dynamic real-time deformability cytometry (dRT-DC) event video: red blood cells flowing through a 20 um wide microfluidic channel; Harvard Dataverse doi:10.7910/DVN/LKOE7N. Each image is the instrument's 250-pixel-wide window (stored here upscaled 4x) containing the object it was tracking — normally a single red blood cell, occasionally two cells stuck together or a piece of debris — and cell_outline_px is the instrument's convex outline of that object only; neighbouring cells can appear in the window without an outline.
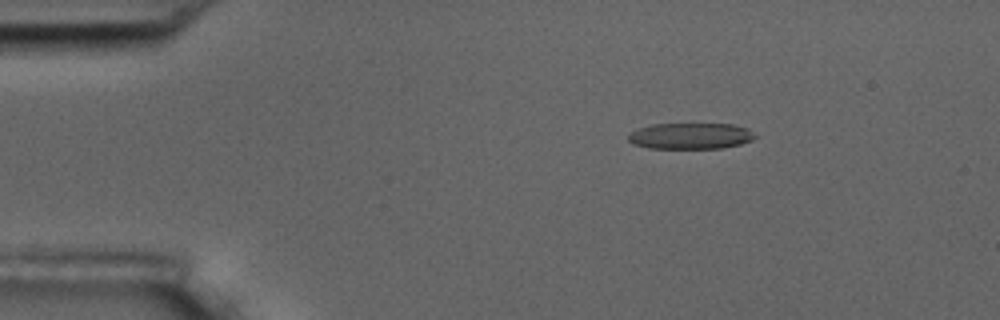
{"species": "common noctule bat (a hibernating species)", "species_latin": "Nyctalus noctula", "temperature_condition": "room temperature", "stored_images_in_passage": 5, "camera_frame_rate_fps": 3000, "um_per_image_px": 0.085, "animal": {"sex": "male", "body_mass_g": 17.5, "forearm_length_mm": 52.3}, "frame": {"image": 1, "passage_image": 3, "time_ms": 2.333, "image_size_px": [1000, 320], "cell_outline_px": [[756, 136], [752, 140], [740, 144], [720, 148], [648, 148], [632, 144], [628, 140], [628, 136], [632, 132], [640, 128], [652, 124], [732, 124], [748, 128]], "centroid_in_image_um": [58.69, 11.56], "position_along_channel_um": 26.3, "area_um2": 19.19}}